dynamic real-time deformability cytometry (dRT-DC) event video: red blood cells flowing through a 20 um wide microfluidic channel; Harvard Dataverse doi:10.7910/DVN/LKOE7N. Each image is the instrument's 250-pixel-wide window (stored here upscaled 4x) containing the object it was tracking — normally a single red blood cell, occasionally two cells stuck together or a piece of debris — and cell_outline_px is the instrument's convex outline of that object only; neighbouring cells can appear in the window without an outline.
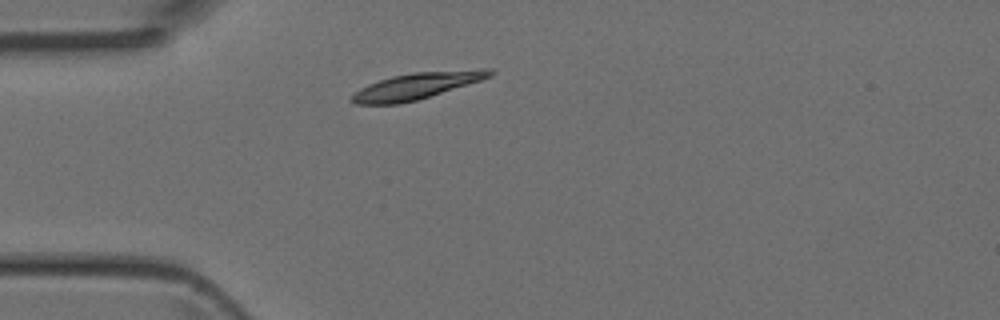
{"species": "Egyptian fruit bat (a non-hibernating species)", "species_latin": "Rousettus aegyptiacus", "temperature_condition": "room temperature", "stored_images_in_passage": 1, "camera_frame_rate_fps": 3000, "um_per_image_px": 0.085, "animal": {"sex": "female"}, "frame": {"image": 1, "passage_image": 1, "time_ms": 0.0, "image_size_px": [1000, 320], "cell_outline_px": [[496, 72], [492, 76], [480, 80], [416, 100], [396, 104], [356, 104], [348, 100], [360, 88], [368, 84], [392, 76], [412, 72], [480, 68], [492, 68]], "centroid_in_image_um": [35.44, 7.27], "position_along_channel_um": 49.6, "area_um2": 21.21}}